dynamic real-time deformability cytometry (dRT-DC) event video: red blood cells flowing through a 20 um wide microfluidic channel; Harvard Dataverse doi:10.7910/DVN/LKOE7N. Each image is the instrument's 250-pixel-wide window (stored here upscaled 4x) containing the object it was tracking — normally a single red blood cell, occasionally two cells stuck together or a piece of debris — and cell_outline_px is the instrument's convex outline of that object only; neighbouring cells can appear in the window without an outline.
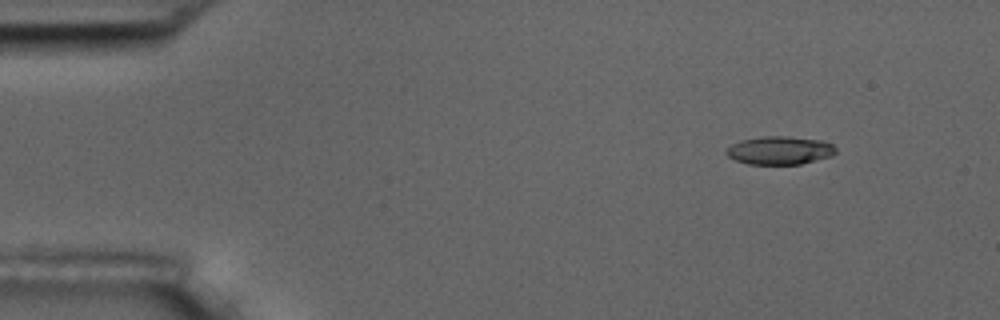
{"species": "common noctule bat (a hibernating species)", "species_latin": "Nyctalus noctula", "temperature_condition": "room temperature", "stored_images_in_passage": 4, "camera_frame_rate_fps": 3000, "um_per_image_px": 0.085, "animal": {"sex": "male", "body_mass_g": 17.5, "forearm_length_mm": 52.3}, "frame": {"image": 1, "passage_image": 2, "time_ms": 1.333, "image_size_px": [1000, 320], "cell_outline_px": [[836, 152], [832, 156], [800, 164], [748, 164], [736, 160], [728, 156], [724, 152], [732, 144], [740, 140], [764, 136], [788, 136], [824, 140], [832, 144], [836, 148]], "centroid_in_image_um": [66.3, 12.77], "position_along_channel_um": 18.7, "area_um2": 18.09}}
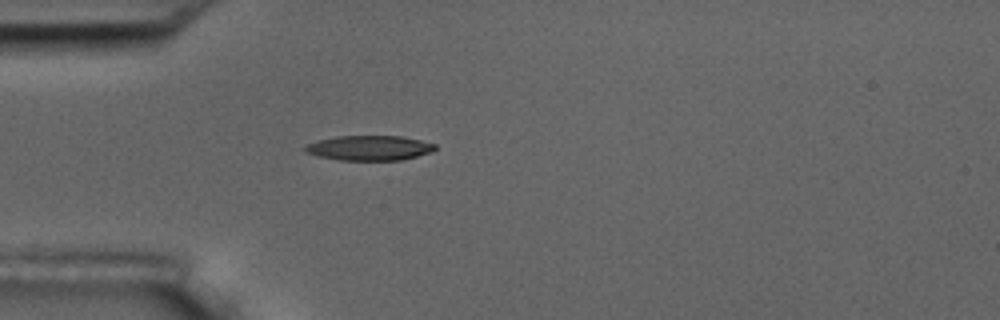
{"frame": {"image": 2, "passage_image": 4, "time_ms": 4.667, "image_size_px": [1000, 320], "cell_outline_px": [[436, 148], [432, 152], [400, 160], [340, 160], [320, 156], [304, 152], [304, 148], [308, 144], [320, 140], [336, 136], [400, 136], [420, 140], [436, 144]], "centroid_in_image_um": [31.42, 12.57], "position_along_channel_um": 53.6, "area_um2": 18.67}}